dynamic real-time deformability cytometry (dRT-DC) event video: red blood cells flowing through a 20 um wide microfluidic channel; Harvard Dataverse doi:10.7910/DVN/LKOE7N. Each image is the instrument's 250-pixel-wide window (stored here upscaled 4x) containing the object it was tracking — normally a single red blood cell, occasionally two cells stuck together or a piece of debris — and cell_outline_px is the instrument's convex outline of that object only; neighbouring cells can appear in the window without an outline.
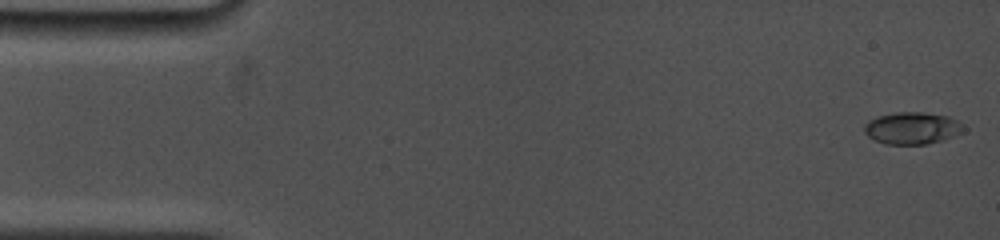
{"species": "common noctule bat (a hibernating species)", "species_latin": "Nyctalus noctula", "temperature_condition": "cold", "stored_images_in_passage": 14, "camera_frame_rate_fps": 5000, "um_per_image_px": 0.085, "animal": {"sex": "female", "body_mass_g": 19.0, "forearm_length_mm": 53.3}, "frame": {"image": 1, "passage_image": 1, "time_ms": 0.0, "image_size_px": [1000, 240], "cell_outline_px": [[968, 128], [964, 132], [944, 140], [924, 144], [884, 144], [868, 136], [864, 132], [864, 124], [868, 120], [876, 116], [896, 112], [924, 112], [948, 116], [956, 120]], "centroid_in_image_um": [77.55, 10.88], "position_along_channel_um": 7.4, "area_um2": 18.79}}
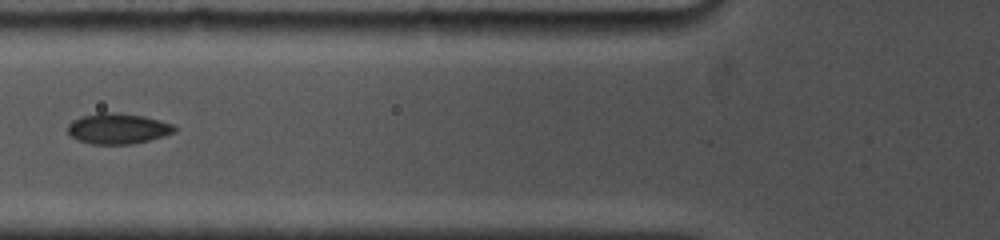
{"frame": {"image": 2, "passage_image": 10, "time_ms": 6.2, "image_size_px": [1000, 240], "cell_outline_px": [[176, 132], [164, 136], [132, 144], [92, 144], [80, 140], [72, 136], [68, 132], [68, 124], [72, 120], [80, 116], [100, 112], [116, 112], [144, 116], [172, 124], [176, 128]], "centroid_in_image_um": [10.01, 10.92], "position_along_channel_um": 115.8, "area_um2": 19.02}}
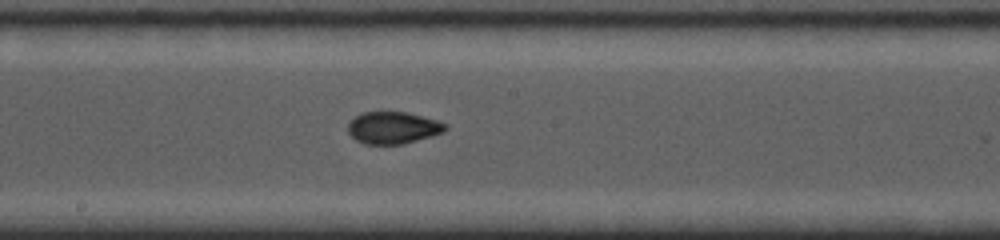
{"frame": {"image": 3, "passage_image": 14, "time_ms": 8.8, "image_size_px": [1000, 240], "cell_outline_px": [[448, 128], [444, 132], [432, 136], [404, 144], [364, 144], [356, 140], [348, 132], [348, 124], [356, 116], [364, 112], [408, 112], [436, 120], [448, 124]], "centroid_in_image_um": [33.44, 10.86], "position_along_channel_um": 214.8, "area_um2": 18.21}}